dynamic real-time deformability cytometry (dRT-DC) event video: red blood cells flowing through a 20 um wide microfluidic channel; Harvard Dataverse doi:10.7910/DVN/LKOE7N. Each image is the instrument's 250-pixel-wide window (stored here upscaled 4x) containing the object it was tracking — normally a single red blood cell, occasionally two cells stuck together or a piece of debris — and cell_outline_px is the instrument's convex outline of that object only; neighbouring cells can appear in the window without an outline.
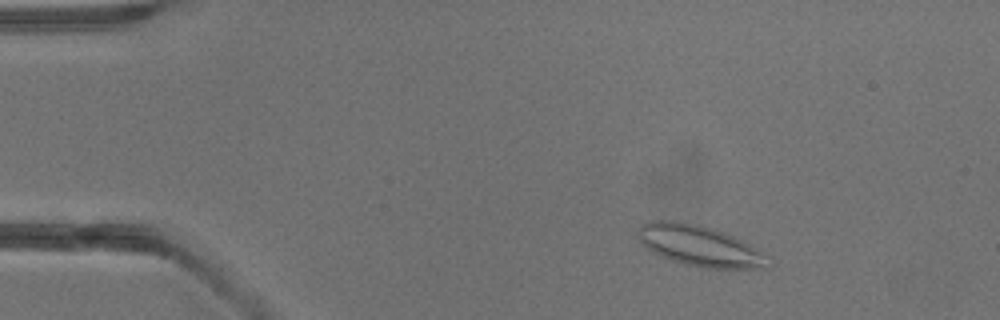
{"species": "common noctule bat (a hibernating species)", "species_latin": "Nyctalus noctula", "temperature_condition": "warm", "stored_images_in_passage": 4, "camera_frame_rate_fps": 3000, "um_per_image_px": 0.085, "animal": {"sex": "male", "body_mass_g": 13.3}, "frame": {"image": 1, "passage_image": 2, "time_ms": 1.0, "image_size_px": [1000, 320], "cell_outline_px": [[772, 268], [708, 268], [684, 264], [672, 260], [652, 252], [640, 240], [636, 232], [640, 224], [652, 220], [680, 220], [700, 224], [724, 232], [756, 248]], "centroid_in_image_um": [59.39, 20.86], "position_along_channel_um": 25.6, "area_um2": 30.63}}